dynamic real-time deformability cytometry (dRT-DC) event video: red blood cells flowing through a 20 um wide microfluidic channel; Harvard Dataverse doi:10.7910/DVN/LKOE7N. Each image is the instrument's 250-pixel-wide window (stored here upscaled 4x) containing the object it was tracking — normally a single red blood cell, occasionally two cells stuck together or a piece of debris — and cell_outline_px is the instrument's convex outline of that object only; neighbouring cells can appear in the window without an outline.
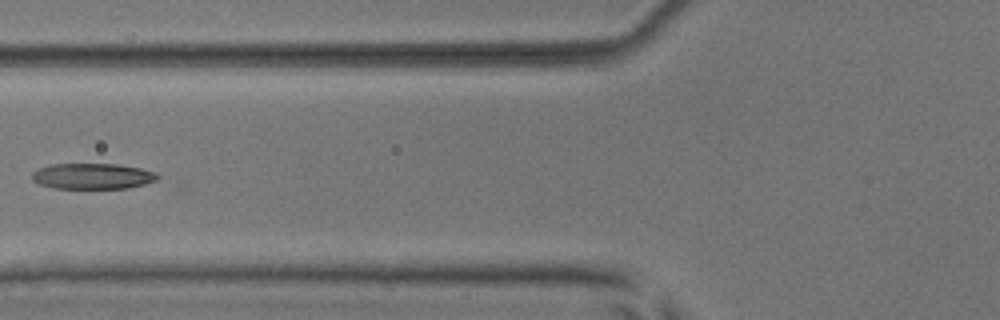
{"species": "common noctule bat (a hibernating species)", "species_latin": "Nyctalus noctula", "temperature_condition": "room temperature", "stored_images_in_passage": 7, "camera_frame_rate_fps": 3000, "um_per_image_px": 0.085, "animal": {"sex": "male", "body_mass_g": 17.9, "forearm_length_mm": 54.2}, "frame": {"image": 1, "passage_image": 7, "time_ms": 7.667, "image_size_px": [1000, 320], "cell_outline_px": [[160, 176], [156, 180], [144, 184], [128, 188], [52, 188], [40, 184], [32, 180], [32, 172], [40, 168], [52, 164], [116, 164], [140, 168], [152, 172]], "centroid_in_image_um": [7.84, 14.97], "position_along_channel_um": 118.0, "area_um2": 18.67}}